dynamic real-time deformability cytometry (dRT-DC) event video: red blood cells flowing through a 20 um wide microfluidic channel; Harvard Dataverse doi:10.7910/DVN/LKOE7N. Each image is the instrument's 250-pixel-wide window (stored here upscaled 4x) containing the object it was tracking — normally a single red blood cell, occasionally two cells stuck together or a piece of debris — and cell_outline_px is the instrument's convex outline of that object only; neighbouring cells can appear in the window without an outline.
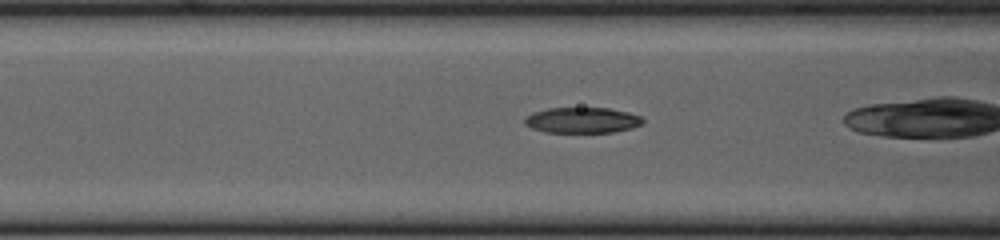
{"species": "common noctule bat (a hibernating species)", "species_latin": "Nyctalus noctula", "temperature_condition": "cold", "stored_images_in_passage": 38, "camera_frame_rate_fps": 3000, "um_per_image_px": 0.085, "animal": {"sex": "female", "body_mass_g": 23.0, "forearm_length_mm": 53.4}, "frame": {"image": 1, "passage_image": 18, "time_ms": 5.667, "image_size_px": [1000, 240], "cell_outline_px": [[644, 120], [640, 124], [632, 128], [616, 132], [544, 132], [532, 128], [524, 124], [524, 116], [532, 112], [548, 108], [608, 108], [628, 112], [640, 116]], "centroid_in_image_um": [49.45, 10.21], "position_along_channel_um": 117.2, "area_um2": 17.74}}
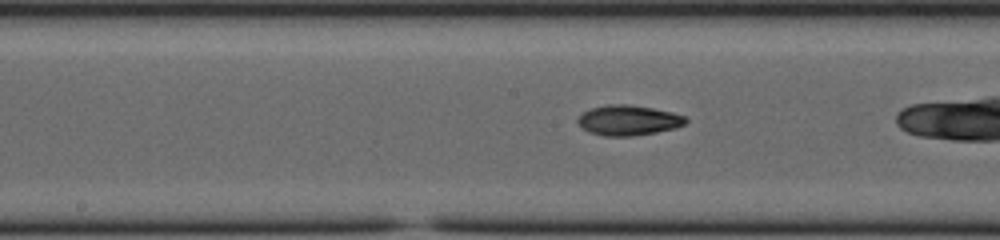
{"frame": {"image": 2, "passage_image": 24, "time_ms": 7.667, "image_size_px": [1000, 240], "cell_outline_px": [[688, 120], [684, 124], [676, 128], [656, 132], [632, 136], [604, 136], [588, 132], [576, 120], [584, 112], [592, 108], [608, 104], [628, 104], [652, 108], [672, 112], [684, 116]], "centroid_in_image_um": [53.42, 10.22], "position_along_channel_um": 194.8, "area_um2": 18.84}}
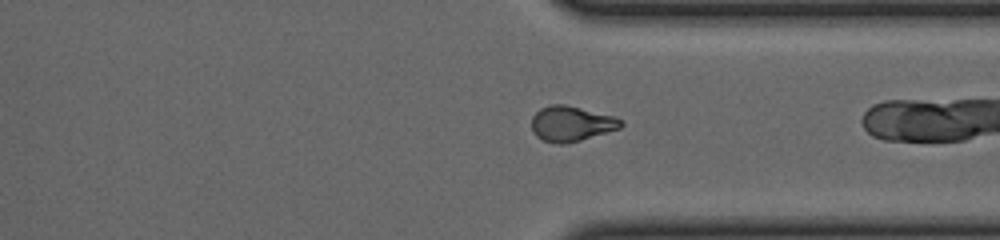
{"frame": {"image": 3, "passage_image": 37, "time_ms": 12.0, "image_size_px": [1000, 240], "cell_outline_px": [[624, 124], [620, 128], [580, 140], [564, 144], [560, 144], [544, 140], [536, 136], [532, 128], [532, 116], [540, 108], [552, 104], [564, 104], [612, 116], [624, 120]], "centroid_in_image_um": [48.55, 10.51], "position_along_channel_um": 362.8, "area_um2": 18.09}}